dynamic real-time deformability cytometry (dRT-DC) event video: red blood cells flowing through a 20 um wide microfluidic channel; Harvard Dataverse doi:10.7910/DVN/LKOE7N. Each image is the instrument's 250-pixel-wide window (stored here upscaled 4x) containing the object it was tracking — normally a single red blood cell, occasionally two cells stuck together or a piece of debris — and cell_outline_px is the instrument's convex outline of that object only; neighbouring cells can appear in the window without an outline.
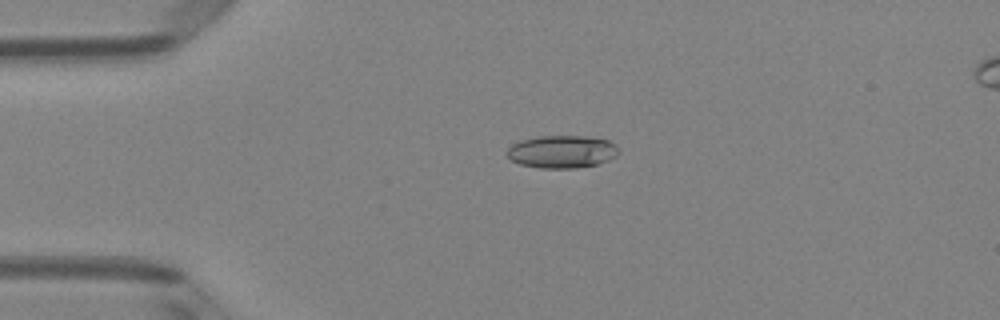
{"species": "Egyptian fruit bat (a non-hibernating species)", "species_latin": "Rousettus aegyptiacus", "temperature_condition": "room temperature", "stored_images_in_passage": 5, "camera_frame_rate_fps": 3000, "um_per_image_px": 0.085, "animal": {"sex": "female"}, "frame": {"image": 1, "passage_image": 5, "time_ms": 1.333, "image_size_px": [1000, 320], "cell_outline_px": [[620, 152], [616, 156], [608, 160], [596, 164], [576, 168], [540, 168], [520, 164], [512, 160], [508, 156], [508, 148], [512, 144], [520, 140], [540, 136], [584, 136], [608, 140], [616, 144]], "centroid_in_image_um": [47.78, 12.89], "position_along_channel_um": 37.2, "area_um2": 21.21}}